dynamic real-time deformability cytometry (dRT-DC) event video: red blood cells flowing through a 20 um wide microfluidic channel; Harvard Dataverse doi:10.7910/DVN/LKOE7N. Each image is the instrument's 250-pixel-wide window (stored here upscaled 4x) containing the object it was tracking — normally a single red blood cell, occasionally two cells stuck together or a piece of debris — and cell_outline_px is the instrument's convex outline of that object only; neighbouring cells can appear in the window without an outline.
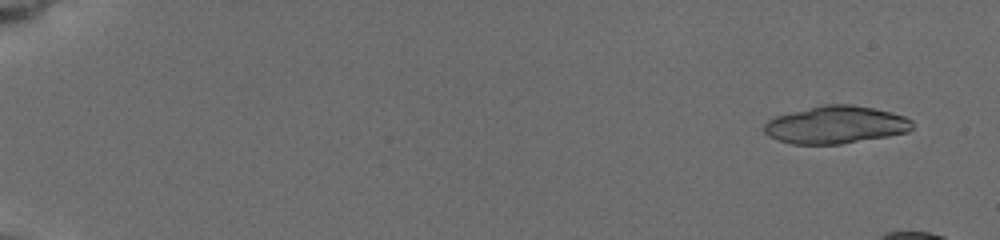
{"species": "common noctule bat (a hibernating species)", "species_latin": "Nyctalus noctula", "temperature_condition": "cold", "stored_images_in_passage": 19, "camera_frame_rate_fps": 3000, "um_per_image_px": 0.085, "animal": {"sex": "female", "body_mass_g": 19.5, "forearm_length_mm": 54.1}, "frame": {"image": 1, "passage_image": 2, "time_ms": 1.0, "image_size_px": [1000, 240], "cell_outline_px": [[912, 128], [908, 132], [888, 136], [840, 144], [792, 144], [776, 140], [768, 136], [764, 132], [764, 124], [768, 120], [776, 116], [824, 104], [852, 104], [892, 112], [904, 116], [912, 120]], "centroid_in_image_um": [71.03, 10.61], "position_along_channel_um": 14.0, "area_um2": 32.43}}